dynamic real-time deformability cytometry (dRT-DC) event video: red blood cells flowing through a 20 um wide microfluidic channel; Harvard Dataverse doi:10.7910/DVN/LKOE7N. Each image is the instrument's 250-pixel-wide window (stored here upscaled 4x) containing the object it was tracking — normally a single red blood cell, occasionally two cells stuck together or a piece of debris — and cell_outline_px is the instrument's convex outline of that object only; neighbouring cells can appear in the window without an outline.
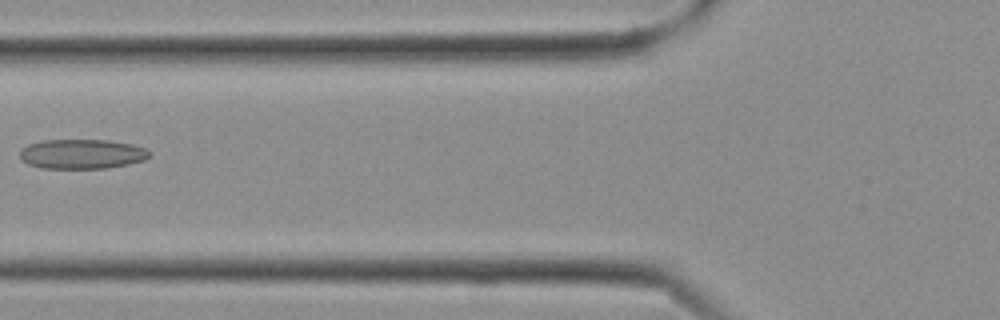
{"species": "Egyptian fruit bat (a non-hibernating species)", "species_latin": "Rousettus aegyptiacus", "temperature_condition": "cold", "stored_images_in_passage": 24, "camera_frame_rate_fps": 3000, "um_per_image_px": 0.085, "frame": {"image": 1, "passage_image": 7, "time_ms": 2.0, "image_size_px": [1000, 320], "cell_outline_px": [[152, 156], [144, 160], [128, 164], [108, 168], [40, 168], [28, 164], [20, 160], [20, 152], [28, 144], [44, 140], [108, 140], [132, 144], [148, 148], [152, 152]], "centroid_in_image_um": [7.01, 13.09], "position_along_channel_um": 118.8, "area_um2": 22.6}}
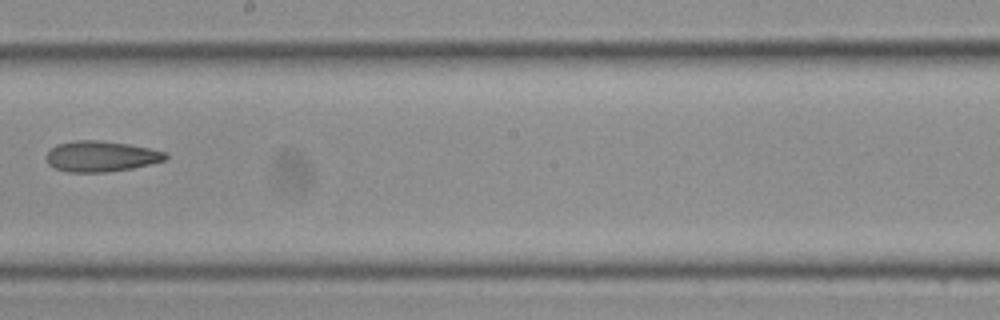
{"frame": {"image": 2, "passage_image": 12, "time_ms": 3.667, "image_size_px": [1000, 320], "cell_outline_px": [[168, 156], [164, 160], [132, 168], [108, 172], [68, 172], [56, 168], [48, 164], [48, 152], [56, 144], [76, 140], [100, 140], [128, 144], [152, 148], [168, 152]], "centroid_in_image_um": [8.62, 13.28], "position_along_channel_um": 239.6, "area_um2": 21.27}}
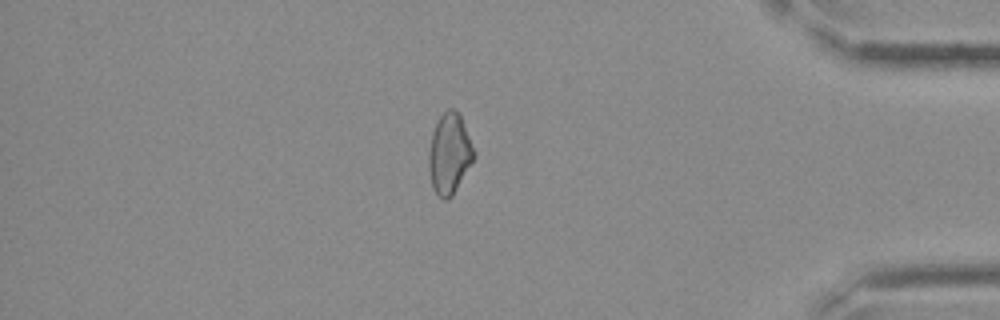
{"frame": {"image": 3, "passage_image": 20, "time_ms": 6.333, "image_size_px": [1000, 320], "cell_outline_px": [[476, 156], [452, 196], [444, 200], [432, 188], [428, 168], [428, 152], [432, 132], [440, 116], [448, 108], [452, 108], [460, 112], [476, 152]], "centroid_in_image_um": [38.21, 13.03], "position_along_channel_um": 397.0, "area_um2": 21.44}}